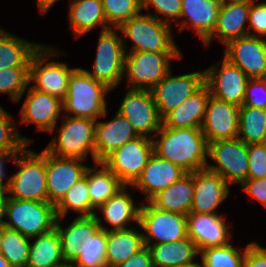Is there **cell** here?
<instances>
[{
    "label": "cell",
    "instance_id": "cell-1",
    "mask_svg": "<svg viewBox=\"0 0 266 267\" xmlns=\"http://www.w3.org/2000/svg\"><path fill=\"white\" fill-rule=\"evenodd\" d=\"M152 140L153 152L186 172L206 168L208 143L201 128L161 127Z\"/></svg>",
    "mask_w": 266,
    "mask_h": 267
},
{
    "label": "cell",
    "instance_id": "cell-2",
    "mask_svg": "<svg viewBox=\"0 0 266 267\" xmlns=\"http://www.w3.org/2000/svg\"><path fill=\"white\" fill-rule=\"evenodd\" d=\"M111 89L95 80L85 69L76 68L69 77L68 91L62 100L66 116L97 120L107 114L106 94ZM72 113V114H71Z\"/></svg>",
    "mask_w": 266,
    "mask_h": 267
},
{
    "label": "cell",
    "instance_id": "cell-3",
    "mask_svg": "<svg viewBox=\"0 0 266 267\" xmlns=\"http://www.w3.org/2000/svg\"><path fill=\"white\" fill-rule=\"evenodd\" d=\"M13 162L20 169L9 178V198L47 202L46 150L37 154L25 147Z\"/></svg>",
    "mask_w": 266,
    "mask_h": 267
},
{
    "label": "cell",
    "instance_id": "cell-4",
    "mask_svg": "<svg viewBox=\"0 0 266 267\" xmlns=\"http://www.w3.org/2000/svg\"><path fill=\"white\" fill-rule=\"evenodd\" d=\"M117 30L122 31L133 42L129 52H181L174 43L170 25L150 14L139 13L122 23Z\"/></svg>",
    "mask_w": 266,
    "mask_h": 267
},
{
    "label": "cell",
    "instance_id": "cell-5",
    "mask_svg": "<svg viewBox=\"0 0 266 267\" xmlns=\"http://www.w3.org/2000/svg\"><path fill=\"white\" fill-rule=\"evenodd\" d=\"M95 124L89 118L63 116L58 137H54L45 150L58 157L86 159L91 152L95 163Z\"/></svg>",
    "mask_w": 266,
    "mask_h": 267
},
{
    "label": "cell",
    "instance_id": "cell-6",
    "mask_svg": "<svg viewBox=\"0 0 266 267\" xmlns=\"http://www.w3.org/2000/svg\"><path fill=\"white\" fill-rule=\"evenodd\" d=\"M4 227L16 230L33 238L55 228L57 219L55 206L47 202L9 198L6 206Z\"/></svg>",
    "mask_w": 266,
    "mask_h": 267
},
{
    "label": "cell",
    "instance_id": "cell-7",
    "mask_svg": "<svg viewBox=\"0 0 266 267\" xmlns=\"http://www.w3.org/2000/svg\"><path fill=\"white\" fill-rule=\"evenodd\" d=\"M55 50L41 44L33 53L29 60V82H34L32 88L63 100L68 91L69 77L76 68H69L63 62H46L48 57H57L61 53Z\"/></svg>",
    "mask_w": 266,
    "mask_h": 267
},
{
    "label": "cell",
    "instance_id": "cell-8",
    "mask_svg": "<svg viewBox=\"0 0 266 267\" xmlns=\"http://www.w3.org/2000/svg\"><path fill=\"white\" fill-rule=\"evenodd\" d=\"M181 53L135 51L125 53L124 75L129 88L151 90L171 70V59H180Z\"/></svg>",
    "mask_w": 266,
    "mask_h": 267
},
{
    "label": "cell",
    "instance_id": "cell-9",
    "mask_svg": "<svg viewBox=\"0 0 266 267\" xmlns=\"http://www.w3.org/2000/svg\"><path fill=\"white\" fill-rule=\"evenodd\" d=\"M117 28L101 31L98 39L93 71L85 70L95 80L115 89L124 77L125 40L119 36ZM118 32V33H116Z\"/></svg>",
    "mask_w": 266,
    "mask_h": 267
},
{
    "label": "cell",
    "instance_id": "cell-10",
    "mask_svg": "<svg viewBox=\"0 0 266 267\" xmlns=\"http://www.w3.org/2000/svg\"><path fill=\"white\" fill-rule=\"evenodd\" d=\"M208 157L216 162L207 168L219 174L228 185L248 178V145L239 138L218 140L208 144Z\"/></svg>",
    "mask_w": 266,
    "mask_h": 267
},
{
    "label": "cell",
    "instance_id": "cell-11",
    "mask_svg": "<svg viewBox=\"0 0 266 267\" xmlns=\"http://www.w3.org/2000/svg\"><path fill=\"white\" fill-rule=\"evenodd\" d=\"M145 245L170 243L188 237L187 216L163 211L150 202L140 206L139 224Z\"/></svg>",
    "mask_w": 266,
    "mask_h": 267
},
{
    "label": "cell",
    "instance_id": "cell-12",
    "mask_svg": "<svg viewBox=\"0 0 266 267\" xmlns=\"http://www.w3.org/2000/svg\"><path fill=\"white\" fill-rule=\"evenodd\" d=\"M153 138L138 136L109 154L102 163L125 186H131L140 176L153 153Z\"/></svg>",
    "mask_w": 266,
    "mask_h": 267
},
{
    "label": "cell",
    "instance_id": "cell-13",
    "mask_svg": "<svg viewBox=\"0 0 266 267\" xmlns=\"http://www.w3.org/2000/svg\"><path fill=\"white\" fill-rule=\"evenodd\" d=\"M117 112L132 124L138 136L149 138L152 133L155 136L162 127L151 90L129 88Z\"/></svg>",
    "mask_w": 266,
    "mask_h": 267
},
{
    "label": "cell",
    "instance_id": "cell-14",
    "mask_svg": "<svg viewBox=\"0 0 266 267\" xmlns=\"http://www.w3.org/2000/svg\"><path fill=\"white\" fill-rule=\"evenodd\" d=\"M219 64L221 67L217 69ZM204 72L205 84L210 95L224 102L242 106L250 78L238 66L224 58Z\"/></svg>",
    "mask_w": 266,
    "mask_h": 267
},
{
    "label": "cell",
    "instance_id": "cell-15",
    "mask_svg": "<svg viewBox=\"0 0 266 267\" xmlns=\"http://www.w3.org/2000/svg\"><path fill=\"white\" fill-rule=\"evenodd\" d=\"M205 84V72L172 76L169 73L152 89L159 115L163 118Z\"/></svg>",
    "mask_w": 266,
    "mask_h": 267
},
{
    "label": "cell",
    "instance_id": "cell-16",
    "mask_svg": "<svg viewBox=\"0 0 266 267\" xmlns=\"http://www.w3.org/2000/svg\"><path fill=\"white\" fill-rule=\"evenodd\" d=\"M224 58L238 66L250 79L266 78V39L244 36L225 45Z\"/></svg>",
    "mask_w": 266,
    "mask_h": 267
},
{
    "label": "cell",
    "instance_id": "cell-17",
    "mask_svg": "<svg viewBox=\"0 0 266 267\" xmlns=\"http://www.w3.org/2000/svg\"><path fill=\"white\" fill-rule=\"evenodd\" d=\"M239 116L240 106L224 102L210 95L201 125L207 143L237 138Z\"/></svg>",
    "mask_w": 266,
    "mask_h": 267
},
{
    "label": "cell",
    "instance_id": "cell-18",
    "mask_svg": "<svg viewBox=\"0 0 266 267\" xmlns=\"http://www.w3.org/2000/svg\"><path fill=\"white\" fill-rule=\"evenodd\" d=\"M82 159L58 157L46 151V183L48 202L56 206L66 192L85 174L88 166Z\"/></svg>",
    "mask_w": 266,
    "mask_h": 267
},
{
    "label": "cell",
    "instance_id": "cell-19",
    "mask_svg": "<svg viewBox=\"0 0 266 267\" xmlns=\"http://www.w3.org/2000/svg\"><path fill=\"white\" fill-rule=\"evenodd\" d=\"M27 91L20 111L22 123L35 124L38 131L54 132L59 114L63 111L62 100L31 86Z\"/></svg>",
    "mask_w": 266,
    "mask_h": 267
},
{
    "label": "cell",
    "instance_id": "cell-20",
    "mask_svg": "<svg viewBox=\"0 0 266 267\" xmlns=\"http://www.w3.org/2000/svg\"><path fill=\"white\" fill-rule=\"evenodd\" d=\"M229 185L207 167L194 171L193 203L190 213L217 214L216 209L229 195Z\"/></svg>",
    "mask_w": 266,
    "mask_h": 267
},
{
    "label": "cell",
    "instance_id": "cell-21",
    "mask_svg": "<svg viewBox=\"0 0 266 267\" xmlns=\"http://www.w3.org/2000/svg\"><path fill=\"white\" fill-rule=\"evenodd\" d=\"M186 173L180 166L153 152L140 176L130 187L146 194L145 198L149 202L160 191L166 189Z\"/></svg>",
    "mask_w": 266,
    "mask_h": 267
},
{
    "label": "cell",
    "instance_id": "cell-22",
    "mask_svg": "<svg viewBox=\"0 0 266 267\" xmlns=\"http://www.w3.org/2000/svg\"><path fill=\"white\" fill-rule=\"evenodd\" d=\"M251 3L233 0H222L218 12L217 24L213 33L203 42L208 46L213 37H217L222 45L247 35L253 36L245 24L249 21Z\"/></svg>",
    "mask_w": 266,
    "mask_h": 267
},
{
    "label": "cell",
    "instance_id": "cell-23",
    "mask_svg": "<svg viewBox=\"0 0 266 267\" xmlns=\"http://www.w3.org/2000/svg\"><path fill=\"white\" fill-rule=\"evenodd\" d=\"M223 217L219 214L187 215L188 237L193 240L199 251L230 243L232 235Z\"/></svg>",
    "mask_w": 266,
    "mask_h": 267
},
{
    "label": "cell",
    "instance_id": "cell-24",
    "mask_svg": "<svg viewBox=\"0 0 266 267\" xmlns=\"http://www.w3.org/2000/svg\"><path fill=\"white\" fill-rule=\"evenodd\" d=\"M57 217L55 228L61 240L62 254L65 262L72 263L83 251L92 238L101 228L100 217L95 214L91 216H78L72 221L68 228H63Z\"/></svg>",
    "mask_w": 266,
    "mask_h": 267
},
{
    "label": "cell",
    "instance_id": "cell-25",
    "mask_svg": "<svg viewBox=\"0 0 266 267\" xmlns=\"http://www.w3.org/2000/svg\"><path fill=\"white\" fill-rule=\"evenodd\" d=\"M138 137L132 124L119 112L108 122L95 124V162H102L114 150Z\"/></svg>",
    "mask_w": 266,
    "mask_h": 267
},
{
    "label": "cell",
    "instance_id": "cell-26",
    "mask_svg": "<svg viewBox=\"0 0 266 267\" xmlns=\"http://www.w3.org/2000/svg\"><path fill=\"white\" fill-rule=\"evenodd\" d=\"M222 0H181L180 31L190 26L204 42L214 31ZM185 18V19H184ZM187 18V19H186ZM189 23V24H188Z\"/></svg>",
    "mask_w": 266,
    "mask_h": 267
},
{
    "label": "cell",
    "instance_id": "cell-27",
    "mask_svg": "<svg viewBox=\"0 0 266 267\" xmlns=\"http://www.w3.org/2000/svg\"><path fill=\"white\" fill-rule=\"evenodd\" d=\"M209 96V88L204 84L196 93L168 112L162 118V126L172 129L201 128Z\"/></svg>",
    "mask_w": 266,
    "mask_h": 267
},
{
    "label": "cell",
    "instance_id": "cell-28",
    "mask_svg": "<svg viewBox=\"0 0 266 267\" xmlns=\"http://www.w3.org/2000/svg\"><path fill=\"white\" fill-rule=\"evenodd\" d=\"M194 192V171L160 191L149 202L157 209L188 215L191 212Z\"/></svg>",
    "mask_w": 266,
    "mask_h": 267
},
{
    "label": "cell",
    "instance_id": "cell-29",
    "mask_svg": "<svg viewBox=\"0 0 266 267\" xmlns=\"http://www.w3.org/2000/svg\"><path fill=\"white\" fill-rule=\"evenodd\" d=\"M124 186L113 197L101 205L97 210L102 212L104 220L113 226L112 229L103 227L101 229L105 231L109 230H127V225L130 221H134L139 224V210L140 207L135 205L130 193H127V188Z\"/></svg>",
    "mask_w": 266,
    "mask_h": 267
},
{
    "label": "cell",
    "instance_id": "cell-30",
    "mask_svg": "<svg viewBox=\"0 0 266 267\" xmlns=\"http://www.w3.org/2000/svg\"><path fill=\"white\" fill-rule=\"evenodd\" d=\"M150 251L153 267H173L193 262L200 254L189 237L170 243L146 245Z\"/></svg>",
    "mask_w": 266,
    "mask_h": 267
},
{
    "label": "cell",
    "instance_id": "cell-31",
    "mask_svg": "<svg viewBox=\"0 0 266 267\" xmlns=\"http://www.w3.org/2000/svg\"><path fill=\"white\" fill-rule=\"evenodd\" d=\"M70 4L68 15L75 39L98 25L102 26V31L111 28L107 24L101 0H72Z\"/></svg>",
    "mask_w": 266,
    "mask_h": 267
},
{
    "label": "cell",
    "instance_id": "cell-32",
    "mask_svg": "<svg viewBox=\"0 0 266 267\" xmlns=\"http://www.w3.org/2000/svg\"><path fill=\"white\" fill-rule=\"evenodd\" d=\"M95 165L100 169L87 167L84 177L88 180L91 205L98 209L125 185L102 162H95Z\"/></svg>",
    "mask_w": 266,
    "mask_h": 267
},
{
    "label": "cell",
    "instance_id": "cell-33",
    "mask_svg": "<svg viewBox=\"0 0 266 267\" xmlns=\"http://www.w3.org/2000/svg\"><path fill=\"white\" fill-rule=\"evenodd\" d=\"M145 246L143 234L133 228L107 231L106 260L108 267L123 263Z\"/></svg>",
    "mask_w": 266,
    "mask_h": 267
},
{
    "label": "cell",
    "instance_id": "cell-34",
    "mask_svg": "<svg viewBox=\"0 0 266 267\" xmlns=\"http://www.w3.org/2000/svg\"><path fill=\"white\" fill-rule=\"evenodd\" d=\"M40 46L38 43L25 41L0 28V70L29 68V60Z\"/></svg>",
    "mask_w": 266,
    "mask_h": 267
},
{
    "label": "cell",
    "instance_id": "cell-35",
    "mask_svg": "<svg viewBox=\"0 0 266 267\" xmlns=\"http://www.w3.org/2000/svg\"><path fill=\"white\" fill-rule=\"evenodd\" d=\"M64 263L61 240L56 228L38 235L30 244L26 267H58Z\"/></svg>",
    "mask_w": 266,
    "mask_h": 267
},
{
    "label": "cell",
    "instance_id": "cell-36",
    "mask_svg": "<svg viewBox=\"0 0 266 267\" xmlns=\"http://www.w3.org/2000/svg\"><path fill=\"white\" fill-rule=\"evenodd\" d=\"M237 138L247 145L266 143V109L240 106Z\"/></svg>",
    "mask_w": 266,
    "mask_h": 267
},
{
    "label": "cell",
    "instance_id": "cell-37",
    "mask_svg": "<svg viewBox=\"0 0 266 267\" xmlns=\"http://www.w3.org/2000/svg\"><path fill=\"white\" fill-rule=\"evenodd\" d=\"M69 209L80 213L79 216L96 214L91 205L88 180L84 176L66 192L62 200L55 206L56 216L60 219L65 218Z\"/></svg>",
    "mask_w": 266,
    "mask_h": 267
},
{
    "label": "cell",
    "instance_id": "cell-38",
    "mask_svg": "<svg viewBox=\"0 0 266 267\" xmlns=\"http://www.w3.org/2000/svg\"><path fill=\"white\" fill-rule=\"evenodd\" d=\"M30 238L3 226L1 254L12 267H26L29 258Z\"/></svg>",
    "mask_w": 266,
    "mask_h": 267
},
{
    "label": "cell",
    "instance_id": "cell-39",
    "mask_svg": "<svg viewBox=\"0 0 266 267\" xmlns=\"http://www.w3.org/2000/svg\"><path fill=\"white\" fill-rule=\"evenodd\" d=\"M202 267H243V253L231 243L200 250Z\"/></svg>",
    "mask_w": 266,
    "mask_h": 267
},
{
    "label": "cell",
    "instance_id": "cell-40",
    "mask_svg": "<svg viewBox=\"0 0 266 267\" xmlns=\"http://www.w3.org/2000/svg\"><path fill=\"white\" fill-rule=\"evenodd\" d=\"M106 247L107 231L100 229L72 263L76 267H108Z\"/></svg>",
    "mask_w": 266,
    "mask_h": 267
},
{
    "label": "cell",
    "instance_id": "cell-41",
    "mask_svg": "<svg viewBox=\"0 0 266 267\" xmlns=\"http://www.w3.org/2000/svg\"><path fill=\"white\" fill-rule=\"evenodd\" d=\"M107 24L118 28L142 10V0H101ZM112 24V25H110Z\"/></svg>",
    "mask_w": 266,
    "mask_h": 267
},
{
    "label": "cell",
    "instance_id": "cell-42",
    "mask_svg": "<svg viewBox=\"0 0 266 267\" xmlns=\"http://www.w3.org/2000/svg\"><path fill=\"white\" fill-rule=\"evenodd\" d=\"M13 117L0 106V151L21 152L31 141L19 135Z\"/></svg>",
    "mask_w": 266,
    "mask_h": 267
},
{
    "label": "cell",
    "instance_id": "cell-43",
    "mask_svg": "<svg viewBox=\"0 0 266 267\" xmlns=\"http://www.w3.org/2000/svg\"><path fill=\"white\" fill-rule=\"evenodd\" d=\"M29 84V68L0 70V93H8L14 102L20 101Z\"/></svg>",
    "mask_w": 266,
    "mask_h": 267
},
{
    "label": "cell",
    "instance_id": "cell-44",
    "mask_svg": "<svg viewBox=\"0 0 266 267\" xmlns=\"http://www.w3.org/2000/svg\"><path fill=\"white\" fill-rule=\"evenodd\" d=\"M150 6L156 10V13L148 14L163 23L168 24L169 20L174 19V22L177 24V19L180 20L182 10L181 0H142V9L145 8L148 12ZM159 15L166 17V19L159 18Z\"/></svg>",
    "mask_w": 266,
    "mask_h": 267
},
{
    "label": "cell",
    "instance_id": "cell-45",
    "mask_svg": "<svg viewBox=\"0 0 266 267\" xmlns=\"http://www.w3.org/2000/svg\"><path fill=\"white\" fill-rule=\"evenodd\" d=\"M266 177V143L248 145V178Z\"/></svg>",
    "mask_w": 266,
    "mask_h": 267
},
{
    "label": "cell",
    "instance_id": "cell-46",
    "mask_svg": "<svg viewBox=\"0 0 266 267\" xmlns=\"http://www.w3.org/2000/svg\"><path fill=\"white\" fill-rule=\"evenodd\" d=\"M242 106L266 109V78L248 81Z\"/></svg>",
    "mask_w": 266,
    "mask_h": 267
},
{
    "label": "cell",
    "instance_id": "cell-47",
    "mask_svg": "<svg viewBox=\"0 0 266 267\" xmlns=\"http://www.w3.org/2000/svg\"><path fill=\"white\" fill-rule=\"evenodd\" d=\"M248 22L249 28L257 34L253 36L266 37V1L251 4Z\"/></svg>",
    "mask_w": 266,
    "mask_h": 267
},
{
    "label": "cell",
    "instance_id": "cell-48",
    "mask_svg": "<svg viewBox=\"0 0 266 267\" xmlns=\"http://www.w3.org/2000/svg\"><path fill=\"white\" fill-rule=\"evenodd\" d=\"M243 267H266V248L261 247L257 242L247 244Z\"/></svg>",
    "mask_w": 266,
    "mask_h": 267
},
{
    "label": "cell",
    "instance_id": "cell-49",
    "mask_svg": "<svg viewBox=\"0 0 266 267\" xmlns=\"http://www.w3.org/2000/svg\"><path fill=\"white\" fill-rule=\"evenodd\" d=\"M241 186L246 194L266 207V177L261 179H247Z\"/></svg>",
    "mask_w": 266,
    "mask_h": 267
},
{
    "label": "cell",
    "instance_id": "cell-50",
    "mask_svg": "<svg viewBox=\"0 0 266 267\" xmlns=\"http://www.w3.org/2000/svg\"><path fill=\"white\" fill-rule=\"evenodd\" d=\"M115 267H153L148 247L145 245L141 250L134 253L123 263L118 264Z\"/></svg>",
    "mask_w": 266,
    "mask_h": 267
},
{
    "label": "cell",
    "instance_id": "cell-51",
    "mask_svg": "<svg viewBox=\"0 0 266 267\" xmlns=\"http://www.w3.org/2000/svg\"><path fill=\"white\" fill-rule=\"evenodd\" d=\"M17 153L19 152H6V151H0V187H8L9 185V179L6 183H3L4 177H5V169H4V162L8 158V160L14 161Z\"/></svg>",
    "mask_w": 266,
    "mask_h": 267
},
{
    "label": "cell",
    "instance_id": "cell-52",
    "mask_svg": "<svg viewBox=\"0 0 266 267\" xmlns=\"http://www.w3.org/2000/svg\"><path fill=\"white\" fill-rule=\"evenodd\" d=\"M8 187H0V225H4V220L2 219L6 215V206L9 199Z\"/></svg>",
    "mask_w": 266,
    "mask_h": 267
},
{
    "label": "cell",
    "instance_id": "cell-53",
    "mask_svg": "<svg viewBox=\"0 0 266 267\" xmlns=\"http://www.w3.org/2000/svg\"><path fill=\"white\" fill-rule=\"evenodd\" d=\"M57 0H37L40 12L45 15Z\"/></svg>",
    "mask_w": 266,
    "mask_h": 267
},
{
    "label": "cell",
    "instance_id": "cell-54",
    "mask_svg": "<svg viewBox=\"0 0 266 267\" xmlns=\"http://www.w3.org/2000/svg\"><path fill=\"white\" fill-rule=\"evenodd\" d=\"M0 267H12L7 259L0 253Z\"/></svg>",
    "mask_w": 266,
    "mask_h": 267
},
{
    "label": "cell",
    "instance_id": "cell-55",
    "mask_svg": "<svg viewBox=\"0 0 266 267\" xmlns=\"http://www.w3.org/2000/svg\"><path fill=\"white\" fill-rule=\"evenodd\" d=\"M173 267H202L200 263L197 262H190L187 264H183V265H177V266H173Z\"/></svg>",
    "mask_w": 266,
    "mask_h": 267
},
{
    "label": "cell",
    "instance_id": "cell-56",
    "mask_svg": "<svg viewBox=\"0 0 266 267\" xmlns=\"http://www.w3.org/2000/svg\"><path fill=\"white\" fill-rule=\"evenodd\" d=\"M2 236H3V225H0V252H1V249H2V246H1Z\"/></svg>",
    "mask_w": 266,
    "mask_h": 267
},
{
    "label": "cell",
    "instance_id": "cell-57",
    "mask_svg": "<svg viewBox=\"0 0 266 267\" xmlns=\"http://www.w3.org/2000/svg\"><path fill=\"white\" fill-rule=\"evenodd\" d=\"M58 267H76L73 263L70 262H66Z\"/></svg>",
    "mask_w": 266,
    "mask_h": 267
},
{
    "label": "cell",
    "instance_id": "cell-58",
    "mask_svg": "<svg viewBox=\"0 0 266 267\" xmlns=\"http://www.w3.org/2000/svg\"><path fill=\"white\" fill-rule=\"evenodd\" d=\"M233 1H240V2H248V3H256L257 0H233Z\"/></svg>",
    "mask_w": 266,
    "mask_h": 267
}]
</instances>
